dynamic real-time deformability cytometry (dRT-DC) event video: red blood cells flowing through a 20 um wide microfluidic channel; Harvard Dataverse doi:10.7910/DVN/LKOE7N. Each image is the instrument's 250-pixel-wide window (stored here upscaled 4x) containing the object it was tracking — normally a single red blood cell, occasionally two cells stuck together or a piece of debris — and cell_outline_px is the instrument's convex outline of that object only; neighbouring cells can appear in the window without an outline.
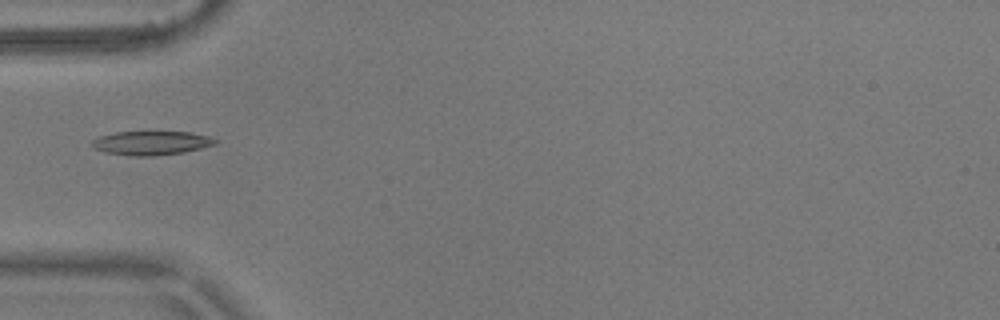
{"species": "common noctule bat (a hibernating species)", "species_latin": "Nyctalus noctula", "temperature_condition": "warm", "stored_images_in_passage": 1, "camera_frame_rate_fps": 3000, "um_per_image_px": 0.085, "animal": {"sex": "male", "body_mass_g": 17.9}, "frame": {"image": 1, "passage_image": 1, "time_ms": 0.0, "image_size_px": [1000, 320], "cell_outline_px": [[220, 140], [216, 144], [184, 152], [152, 156], [136, 156], [104, 152], [92, 148], [88, 144], [92, 140], [100, 136], [116, 132], [188, 132], [208, 136]], "centroid_in_image_um": [12.82, 12.15], "position_along_channel_um": 72.2, "area_um2": 17.22}}